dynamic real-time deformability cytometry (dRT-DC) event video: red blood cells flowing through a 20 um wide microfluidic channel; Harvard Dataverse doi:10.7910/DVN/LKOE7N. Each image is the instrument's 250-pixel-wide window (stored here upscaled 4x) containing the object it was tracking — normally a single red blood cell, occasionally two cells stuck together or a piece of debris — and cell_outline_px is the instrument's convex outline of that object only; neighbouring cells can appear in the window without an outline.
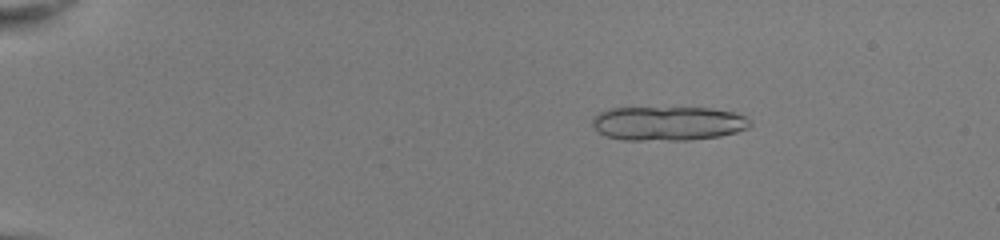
{"species": "common noctule bat (a hibernating species)", "species_latin": "Nyctalus noctula", "temperature_condition": "room temperature", "stored_images_in_passage": 21, "camera_frame_rate_fps": 3000, "um_per_image_px": 0.085, "animal": {"sex": "female", "body_mass_g": 22.0, "forearm_length_mm": 56.7}, "frame": {"image": 1, "passage_image": 10, "time_ms": 3.0, "image_size_px": [1000, 240], "cell_outline_px": [[752, 124], [748, 128], [736, 132], [720, 136], [688, 140], [624, 140], [604, 136], [592, 124], [592, 116], [608, 108], [712, 108], [736, 112], [748, 116], [752, 120]], "centroid_in_image_um": [56.82, 10.48], "position_along_channel_um": 28.2, "area_um2": 31.79}}